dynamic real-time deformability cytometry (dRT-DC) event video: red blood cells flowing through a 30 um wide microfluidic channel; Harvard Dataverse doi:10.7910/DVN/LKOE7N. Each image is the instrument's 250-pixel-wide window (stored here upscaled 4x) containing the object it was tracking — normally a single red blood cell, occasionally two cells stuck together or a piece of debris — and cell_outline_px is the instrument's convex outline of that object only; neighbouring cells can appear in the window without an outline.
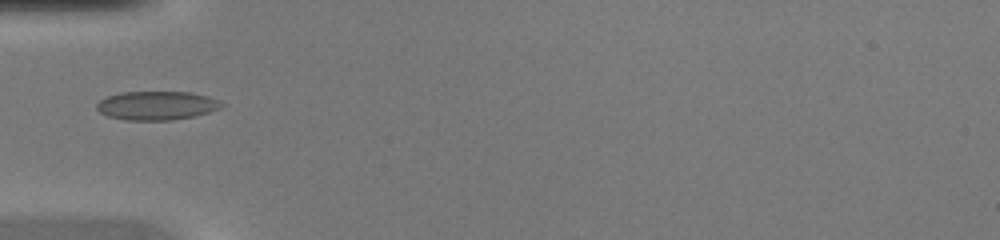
{"species": "common noctule bat (a hibernating species)", "species_latin": "Nyctalus noctula", "temperature_condition": "warm", "stored_images_in_passage": 31, "camera_frame_rate_fps": 3000, "um_per_image_px": 0.085, "animal": {"sex": "female", "body_mass_g": 20.0, "forearm_length_mm": 54.0}, "frame": {"image": 1, "passage_image": 1, "time_ms": 0.0, "image_size_px": [1000, 240], "cell_outline_px": [[224, 104], [220, 108], [196, 116], [172, 120], [124, 120], [108, 116], [100, 112], [96, 108], [96, 104], [100, 100], [108, 96], [120, 92], [188, 92], [208, 96], [220, 100]], "centroid_in_image_um": [13.32, 8.97], "position_along_channel_um": 71.7, "area_um2": 20.98}}
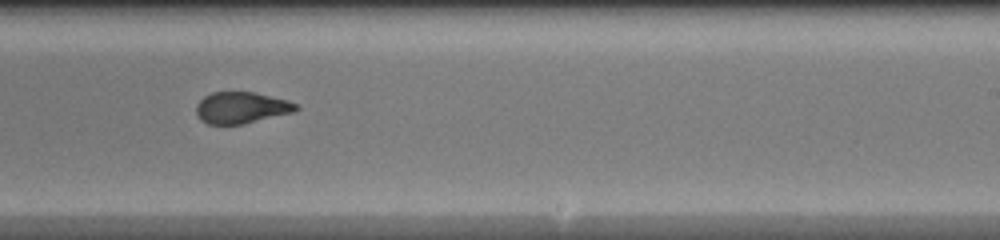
{"frame": {"image": 2, "passage_image": 14, "time_ms": 4.333, "image_size_px": [1000, 240], "cell_outline_px": [[300, 108], [292, 112], [244, 124], [208, 124], [200, 120], [196, 116], [196, 104], [204, 96], [212, 92], [252, 92], [288, 100], [296, 104]], "centroid_in_image_um": [20.47, 9.16], "position_along_channel_um": 268.5, "area_um2": 18.26}}
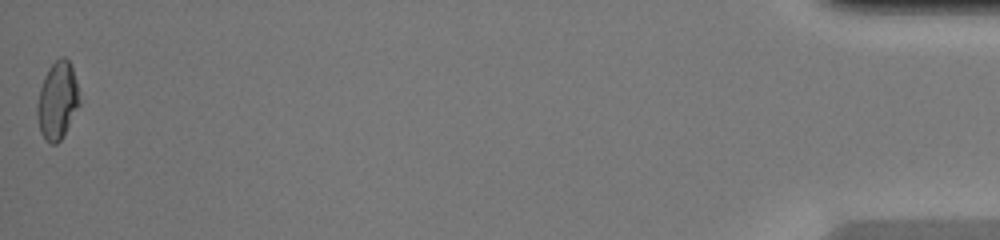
{"frame": {"image": 3, "passage_image": 31, "time_ms": 10.0, "image_size_px": [1000, 240], "cell_outline_px": [[80, 104], [60, 140], [56, 144], [52, 144], [40, 132], [36, 116], [36, 104], [40, 88], [44, 76], [48, 68], [60, 56], [64, 56], [68, 60], [72, 68], [76, 80]], "centroid_in_image_um": [4.86, 8.52], "position_along_channel_um": 430.3, "area_um2": 18.9}}